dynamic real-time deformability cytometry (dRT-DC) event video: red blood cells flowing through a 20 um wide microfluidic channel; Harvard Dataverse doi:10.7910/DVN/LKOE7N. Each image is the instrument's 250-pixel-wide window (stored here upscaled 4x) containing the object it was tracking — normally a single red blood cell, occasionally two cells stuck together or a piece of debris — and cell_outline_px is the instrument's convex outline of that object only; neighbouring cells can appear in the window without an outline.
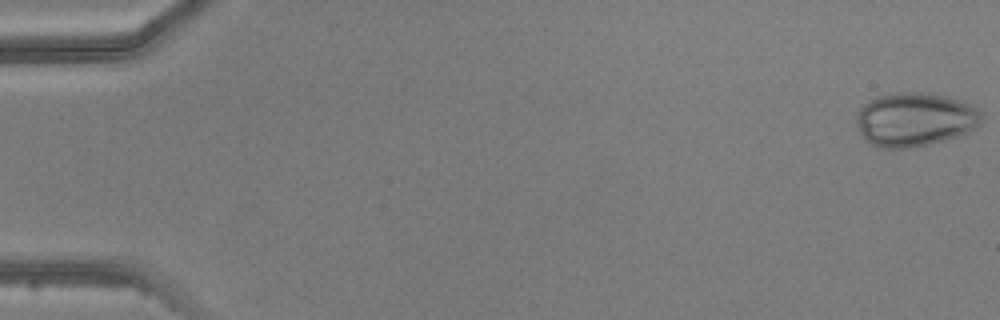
{"species": "common noctule bat (a hibernating species)", "species_latin": "Nyctalus noctula", "temperature_condition": "warm", "stored_images_in_passage": 5, "camera_frame_rate_fps": 3000, "um_per_image_px": 0.085, "animal": {"sex": "male", "body_mass_g": 20.5, "forearm_length_mm": 52.5}, "frame": {"image": 1, "passage_image": 1, "time_ms": 0.0, "image_size_px": [1000, 320], "cell_outline_px": [[980, 124], [976, 128], [968, 132], [944, 140], [908, 148], [884, 148], [872, 144], [860, 132], [856, 124], [856, 112], [864, 104], [876, 96], [896, 92], [920, 92], [948, 96], [972, 104], [980, 112]], "centroid_in_image_um": [77.75, 10.13], "position_along_channel_um": 7.2, "area_um2": 39.13}}